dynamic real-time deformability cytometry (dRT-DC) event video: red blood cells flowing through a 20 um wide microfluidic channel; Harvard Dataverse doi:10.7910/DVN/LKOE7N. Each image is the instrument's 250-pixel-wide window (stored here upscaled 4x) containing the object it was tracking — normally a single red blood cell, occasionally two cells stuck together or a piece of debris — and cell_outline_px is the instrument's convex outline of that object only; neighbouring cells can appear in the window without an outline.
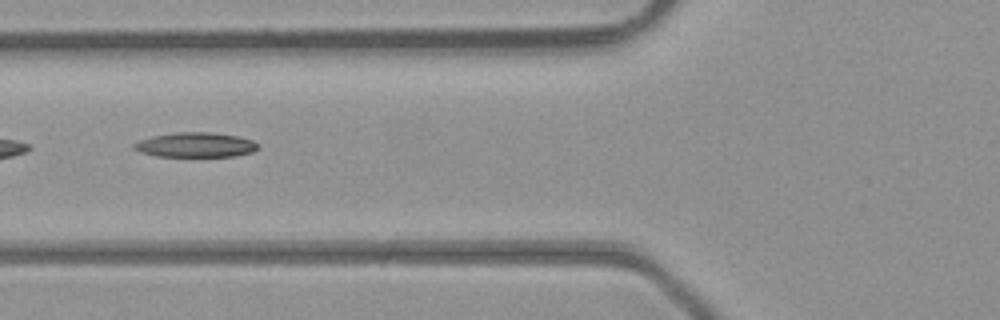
{"species": "common noctule bat (a hibernating species)", "species_latin": "Nyctalus noctula", "temperature_condition": "room temperature", "stored_images_in_passage": 35, "camera_frame_rate_fps": 3000, "um_per_image_px": 0.085, "animal": {"sex": "male", "body_mass_g": 23.1, "forearm_length_mm": 52.7}, "frame": {"image": 1, "passage_image": 6, "time_ms": 1.667, "image_size_px": [1000, 320], "cell_outline_px": [[260, 148], [252, 152], [232, 156], [156, 156], [140, 152], [132, 148], [132, 144], [140, 140], [152, 136], [176, 132], [208, 132], [236, 136], [252, 140], [260, 144]], "centroid_in_image_um": [16.61, 12.31], "position_along_channel_um": 109.2, "area_um2": 17.86}}
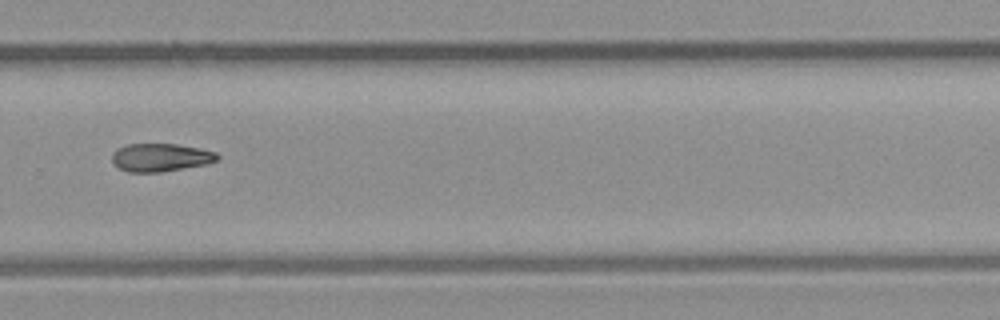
{"frame": {"image": 2, "passage_image": 20, "time_ms": 6.333, "image_size_px": [1000, 320], "cell_outline_px": [[220, 156], [216, 160], [204, 164], [160, 172], [128, 172], [120, 168], [112, 160], [112, 152], [116, 148], [128, 144], [176, 144], [200, 148], [216, 152]], "centroid_in_image_um": [13.62, 13.37], "position_along_channel_um": 316.2, "area_um2": 17.05}}